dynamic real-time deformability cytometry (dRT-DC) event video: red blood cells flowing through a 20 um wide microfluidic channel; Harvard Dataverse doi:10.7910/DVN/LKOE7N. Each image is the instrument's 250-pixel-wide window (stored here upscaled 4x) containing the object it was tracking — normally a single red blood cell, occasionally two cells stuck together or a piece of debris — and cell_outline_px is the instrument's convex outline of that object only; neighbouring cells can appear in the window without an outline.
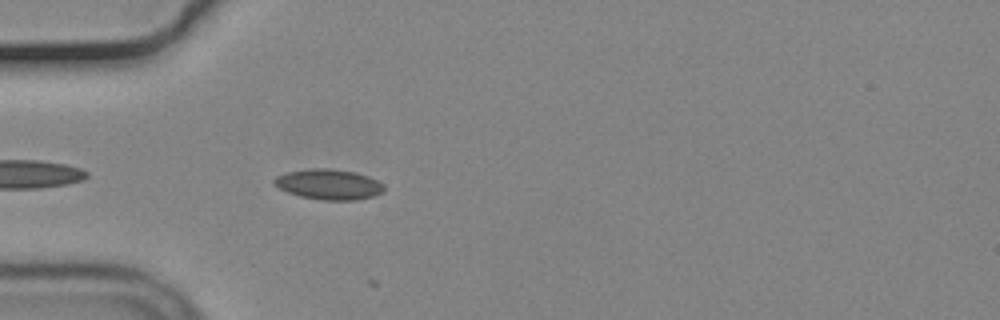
{"species": "common noctule bat (a hibernating species)", "species_latin": "Nyctalus noctula", "temperature_condition": "cold", "stored_images_in_passage": 7, "camera_frame_rate_fps": 3000, "um_per_image_px": 0.085, "animal": {"sex": "male", "body_mass_g": 19.2, "forearm_length_mm": 51.8}, "frame": {"image": 1, "passage_image": 3, "time_ms": 0.667, "image_size_px": [1000, 320], "cell_outline_px": [[384, 192], [372, 196], [356, 200], [320, 200], [300, 196], [288, 192], [272, 184], [272, 180], [276, 176], [288, 172], [312, 168], [332, 168], [356, 172], [368, 176], [384, 184]], "centroid_in_image_um": [27.95, 15.66], "position_along_channel_um": 57.1, "area_um2": 19.54}}